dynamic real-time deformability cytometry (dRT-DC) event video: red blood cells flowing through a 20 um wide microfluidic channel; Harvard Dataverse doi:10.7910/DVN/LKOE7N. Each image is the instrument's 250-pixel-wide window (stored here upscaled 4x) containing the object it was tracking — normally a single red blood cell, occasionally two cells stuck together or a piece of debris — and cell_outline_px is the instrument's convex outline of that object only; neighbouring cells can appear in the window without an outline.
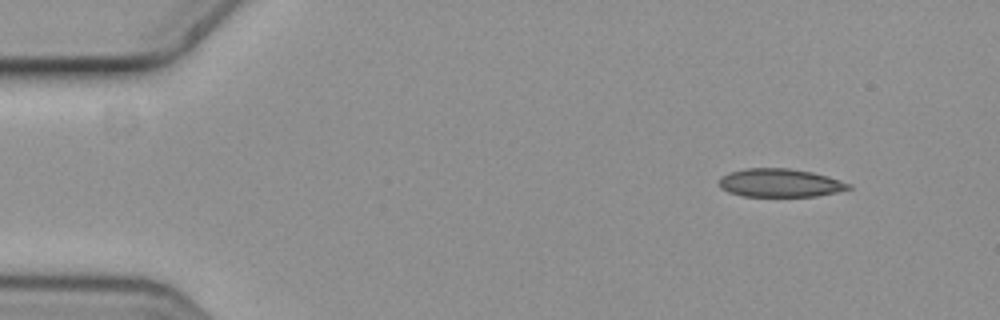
{"species": "common noctule bat (a hibernating species)", "species_latin": "Nyctalus noctula", "temperature_condition": "cold", "stored_images_in_passage": 9, "camera_frame_rate_fps": 3000, "um_per_image_px": 0.085, "animal": {"sex": "female", "body_mass_g": 19.3, "forearm_length_mm": 54.1}, "frame": {"image": 1, "passage_image": 1, "time_ms": 0.0, "image_size_px": [1000, 320], "cell_outline_px": [[852, 188], [836, 192], [816, 196], [744, 196], [728, 192], [720, 188], [720, 180], [724, 176], [732, 172], [744, 168], [788, 168], [812, 172], [828, 176], [848, 184]], "centroid_in_image_um": [66.29, 15.55], "position_along_channel_um": 18.7, "area_um2": 21.04}}
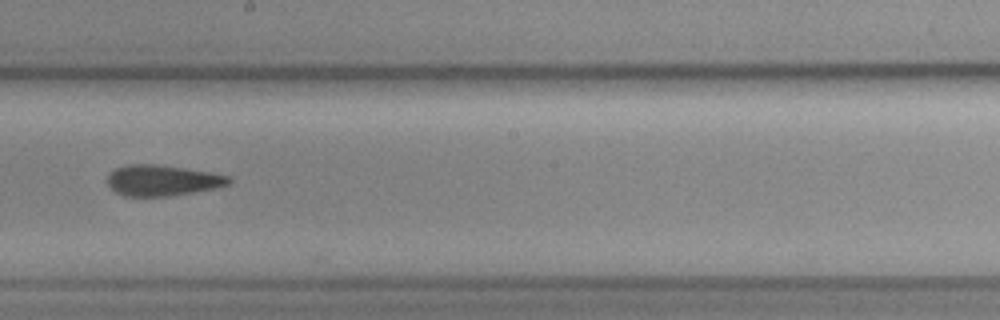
{"frame": {"image": 2, "passage_image": 8, "time_ms": 2.333, "image_size_px": [1000, 320], "cell_outline_px": [[232, 180], [228, 184], [212, 188], [192, 192], [168, 196], [124, 196], [116, 192], [108, 184], [108, 172], [116, 168], [128, 164], [156, 164], [208, 172], [228, 176]], "centroid_in_image_um": [13.74, 15.33], "position_along_channel_um": 234.5, "area_um2": 21.44}}
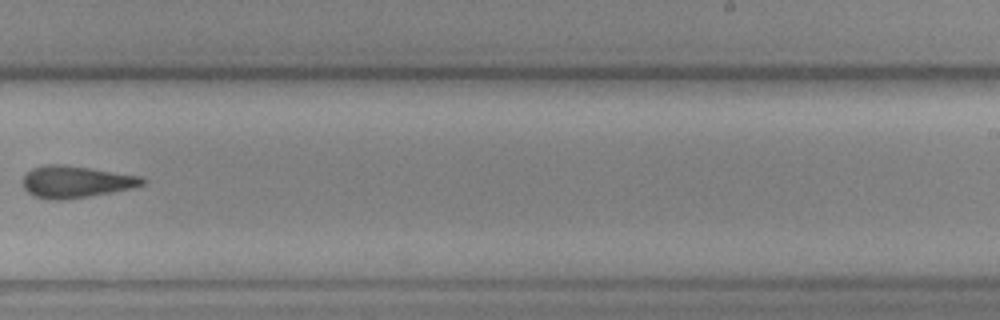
{"frame": {"image": 3, "passage_image": 9, "time_ms": 2.667, "image_size_px": [1000, 320], "cell_outline_px": [[148, 180], [144, 184], [132, 188], [92, 196], [64, 200], [48, 200], [32, 196], [24, 188], [20, 180], [32, 168], [44, 164], [60, 164], [88, 168], [140, 176]], "centroid_in_image_um": [6.4, 15.47], "position_along_channel_um": 282.6, "area_um2": 22.43}}